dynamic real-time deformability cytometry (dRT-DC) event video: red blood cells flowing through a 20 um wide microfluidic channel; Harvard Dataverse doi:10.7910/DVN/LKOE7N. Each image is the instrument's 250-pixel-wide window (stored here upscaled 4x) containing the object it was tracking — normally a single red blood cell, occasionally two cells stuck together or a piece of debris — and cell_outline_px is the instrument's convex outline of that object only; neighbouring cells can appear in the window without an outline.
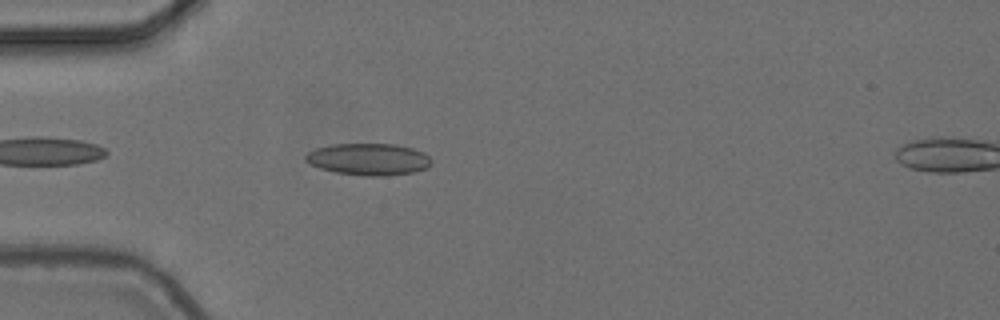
{"species": "common noctule bat (a hibernating species)", "species_latin": "Nyctalus noctula", "temperature_condition": "cold", "stored_images_in_passage": 41, "camera_frame_rate_fps": 3000, "um_per_image_px": 0.085, "animal": {"sex": "female", "body_mass_g": 24.6, "forearm_length_mm": 56.2}, "frame": {"image": 1, "passage_image": 4, "time_ms": 1.0, "image_size_px": [1000, 320], "cell_outline_px": [[432, 164], [428, 168], [412, 172], [388, 176], [364, 176], [336, 172], [320, 168], [304, 160], [304, 156], [308, 152], [316, 148], [332, 144], [396, 144], [412, 148], [424, 152], [432, 160]], "centroid_in_image_um": [31.35, 13.54], "position_along_channel_um": 53.6, "area_um2": 23.47}}
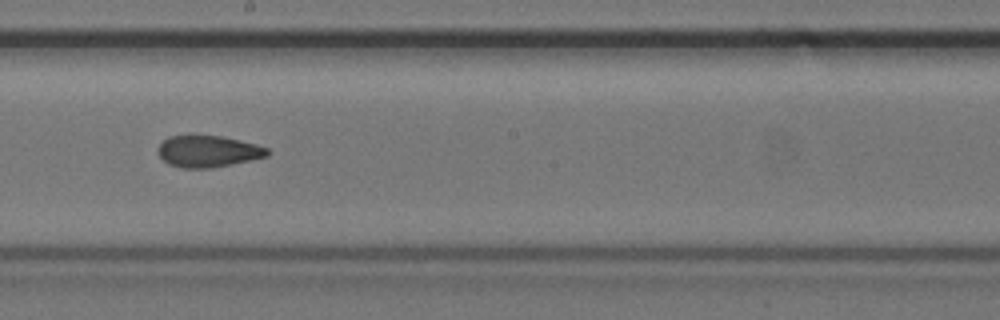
{"frame": {"image": 2, "passage_image": 19, "time_ms": 6.0, "image_size_px": [1000, 320], "cell_outline_px": [[272, 152], [268, 156], [232, 164], [208, 168], [184, 168], [168, 164], [156, 152], [156, 148], [168, 136], [220, 136], [256, 144], [268, 148]], "centroid_in_image_um": [17.68, 12.87], "position_along_channel_um": 230.5, "area_um2": 20.06}}
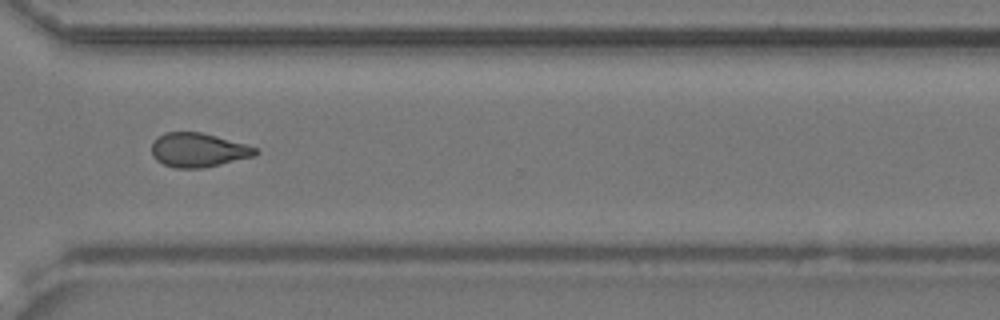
{"frame": {"image": 3, "passage_image": 29, "time_ms": 9.333, "image_size_px": [1000, 320], "cell_outline_px": [[260, 152], [256, 156], [204, 168], [176, 168], [164, 164], [156, 160], [152, 156], [152, 144], [156, 136], [164, 132], [200, 132], [216, 136], [244, 144], [256, 148]], "centroid_in_image_um": [16.84, 12.76], "position_along_channel_um": 353.8, "area_um2": 20.69}, "authors_computed_cell_mechanics": {"area_um2": 20.808, "velocity_mm_per_s": 3.7103, "shape_relaxation_time_tau1_ms": null, "shape_relaxation_time_tau2_ms": 2.6514, "deformation_change_tau1": null, "deformation_change_tau2": 0.0808}}